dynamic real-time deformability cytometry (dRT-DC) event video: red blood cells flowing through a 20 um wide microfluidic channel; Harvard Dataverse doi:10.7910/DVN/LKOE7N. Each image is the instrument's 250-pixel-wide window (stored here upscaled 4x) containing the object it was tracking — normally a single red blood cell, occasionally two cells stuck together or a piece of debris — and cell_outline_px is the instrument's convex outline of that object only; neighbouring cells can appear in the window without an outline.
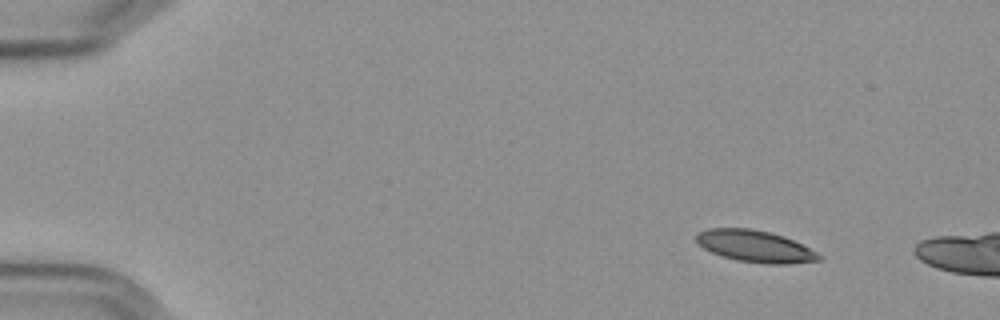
{"species": "Egyptian fruit bat (a non-hibernating species)", "species_latin": "Rousettus aegyptiacus", "temperature_condition": "cold", "stored_images_in_passage": 8, "camera_frame_rate_fps": 3000, "um_per_image_px": 0.085, "frame": {"image": 1, "passage_image": 1, "time_ms": 0.0, "image_size_px": [1000, 320], "cell_outline_px": [[824, 256], [820, 260], [788, 264], [768, 264], [736, 260], [712, 252], [696, 244], [696, 236], [700, 232], [708, 228], [752, 228], [784, 236]], "centroid_in_image_um": [64.17, 20.93], "position_along_channel_um": 20.8, "area_um2": 22.54}}